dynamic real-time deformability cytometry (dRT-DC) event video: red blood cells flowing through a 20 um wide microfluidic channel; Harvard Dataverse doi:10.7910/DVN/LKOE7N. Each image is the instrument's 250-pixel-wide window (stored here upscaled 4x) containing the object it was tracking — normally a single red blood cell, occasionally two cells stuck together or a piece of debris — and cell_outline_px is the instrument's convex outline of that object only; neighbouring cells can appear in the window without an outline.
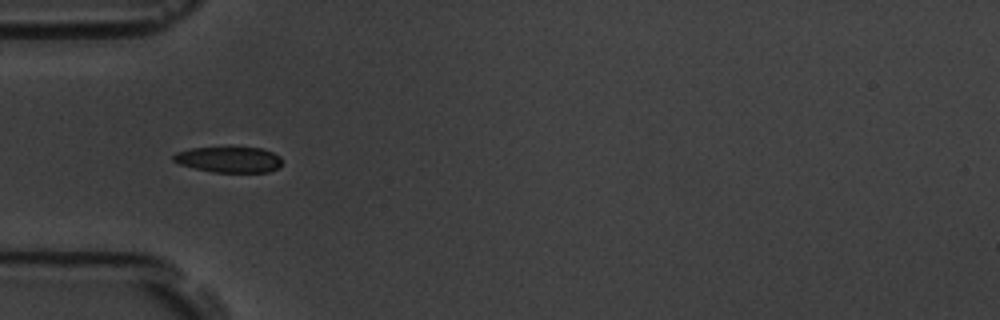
{"species": "common noctule bat (a hibernating species)", "species_latin": "Nyctalus noctula", "temperature_condition": "room temperature", "stored_images_in_passage": 10, "camera_frame_rate_fps": 3000, "um_per_image_px": 0.085, "animal": {"sex": "male", "body_mass_g": 19.5, "forearm_length_mm": 54.6}, "frame": {"image": 1, "passage_image": 4, "time_ms": 3.333, "image_size_px": [1000, 320], "cell_outline_px": [[280, 164], [276, 168], [268, 172], [212, 172], [180, 164], [172, 160], [172, 156], [176, 152], [192, 148], [232, 144], [260, 148], [272, 152], [280, 156]], "centroid_in_image_um": [19.43, 13.5], "position_along_channel_um": 65.6, "area_um2": 16.99}}
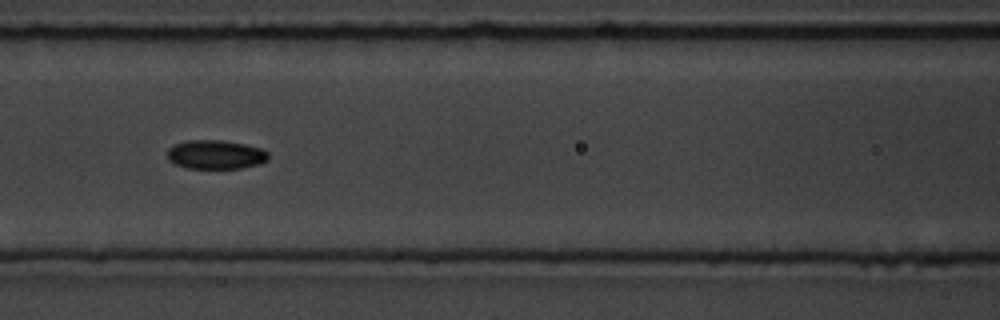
{"frame": {"image": 2, "passage_image": 6, "time_ms": 5.667, "image_size_px": [1000, 320], "cell_outline_px": [[268, 160], [260, 164], [240, 168], [188, 168], [176, 164], [168, 160], [168, 148], [172, 144], [184, 140], [220, 140], [244, 144], [260, 148], [268, 152]], "centroid_in_image_um": [18.31, 13.13], "position_along_channel_um": 148.3, "area_um2": 17.11}}
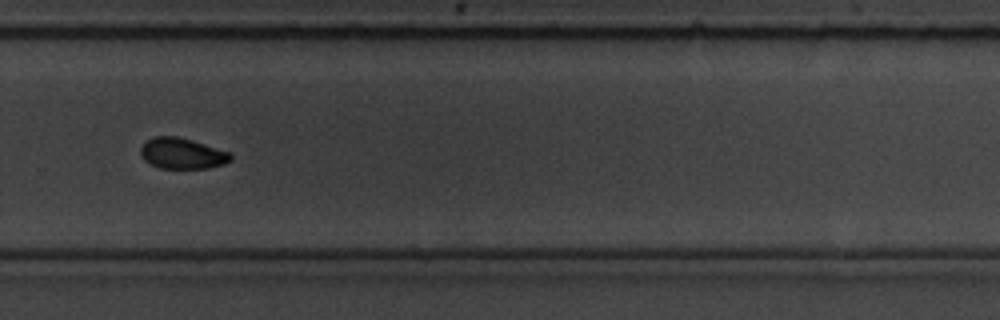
{"frame": {"image": 3, "passage_image": 10, "time_ms": 10.333, "image_size_px": [1000, 320], "cell_outline_px": [[232, 160], [224, 164], [208, 168], [160, 168], [144, 160], [140, 152], [140, 148], [152, 136], [176, 136], [192, 140], [232, 152]], "centroid_in_image_um": [15.52, 13.04], "position_along_channel_um": 314.3, "area_um2": 16.24}}